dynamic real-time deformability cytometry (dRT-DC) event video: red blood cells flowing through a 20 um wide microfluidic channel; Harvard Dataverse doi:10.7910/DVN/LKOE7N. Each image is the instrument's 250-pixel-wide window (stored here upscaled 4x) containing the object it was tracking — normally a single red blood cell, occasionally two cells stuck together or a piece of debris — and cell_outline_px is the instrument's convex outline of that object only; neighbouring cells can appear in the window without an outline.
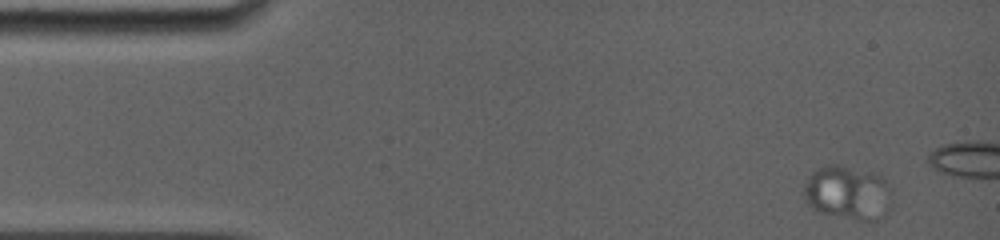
{"species": "common noctule bat (a hibernating species)", "species_latin": "Nyctalus noctula", "temperature_condition": "room temperature", "stored_images_in_passage": 12, "camera_frame_rate_fps": 5000, "um_per_image_px": 0.085, "animal": {"sex": "female", "body_mass_g": 19.0, "forearm_length_mm": 56.7}, "frame": {"image": 1, "passage_image": 1, "time_ms": 0.0, "image_size_px": [1000, 240], "cell_outline_px": [[892, 208], [884, 216], [876, 220], [860, 220], [820, 212], [812, 208], [804, 200], [804, 184], [808, 176], [816, 168], [824, 164], [836, 164], [880, 176], [892, 188]], "centroid_in_image_um": [72.07, 16.39], "position_along_channel_um": 12.9, "area_um2": 27.86}}
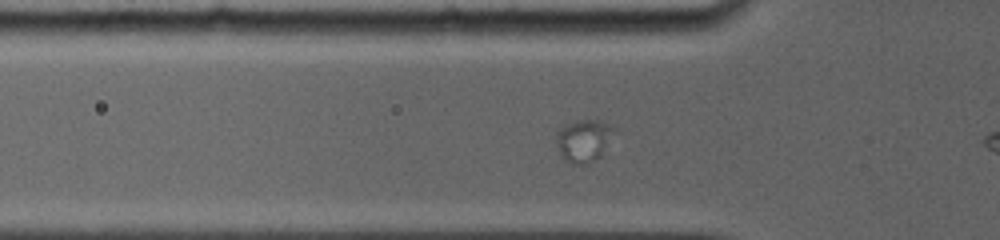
{"frame": {"image": 2, "passage_image": 10, "time_ms": 4.4, "image_size_px": [1000, 240], "cell_outline_px": [[616, 128], [600, 156], [584, 164], [572, 164], [560, 152], [556, 144], [560, 124], [576, 120], [600, 120], [612, 124]], "centroid_in_image_um": [49.62, 11.88], "position_along_channel_um": 76.2, "area_um2": 14.1}}
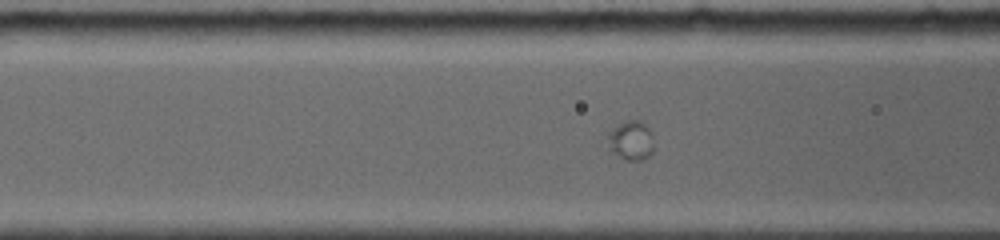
{"frame": {"image": 3, "passage_image": 12, "time_ms": 5.4, "image_size_px": [1000, 240], "cell_outline_px": [[652, 152], [644, 160], [628, 160], [620, 156], [608, 148], [608, 132], [624, 120], [640, 120], [648, 128], [652, 136]], "centroid_in_image_um": [53.62, 11.92], "position_along_channel_um": 113.0, "area_um2": 10.4}}